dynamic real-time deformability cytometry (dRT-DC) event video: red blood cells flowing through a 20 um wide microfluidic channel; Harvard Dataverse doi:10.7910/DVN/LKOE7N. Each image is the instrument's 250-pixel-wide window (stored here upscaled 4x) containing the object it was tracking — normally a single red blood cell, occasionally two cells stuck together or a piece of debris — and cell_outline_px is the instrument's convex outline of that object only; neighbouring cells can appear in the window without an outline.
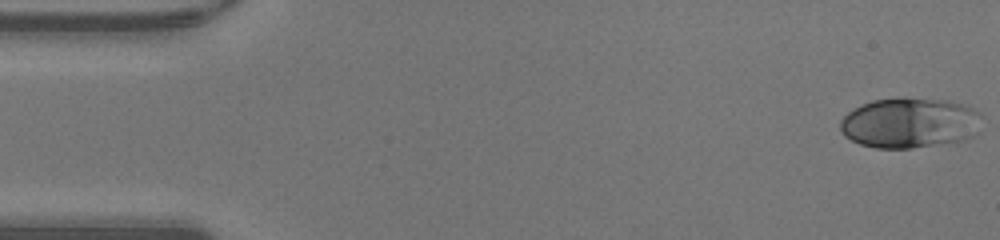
{"species": "human", "species_latin": "Homo sapiens", "temperature_condition": "warm", "stored_images_in_passage": 47, "camera_frame_rate_fps": 3000, "um_per_image_px": 0.085, "donor": {"sex": "male"}, "frame": {"image": 1, "passage_image": 1, "time_ms": 0.0, "image_size_px": [1000, 240], "cell_outline_px": [[984, 116], [980, 132], [968, 140], [912, 148], [876, 148], [860, 144], [844, 136], [840, 128], [840, 120], [848, 112], [872, 100], [904, 96], [948, 100], [968, 104], [980, 112]], "centroid_in_image_um": [77.43, 10.43], "position_along_channel_um": 7.6, "area_um2": 42.71}}
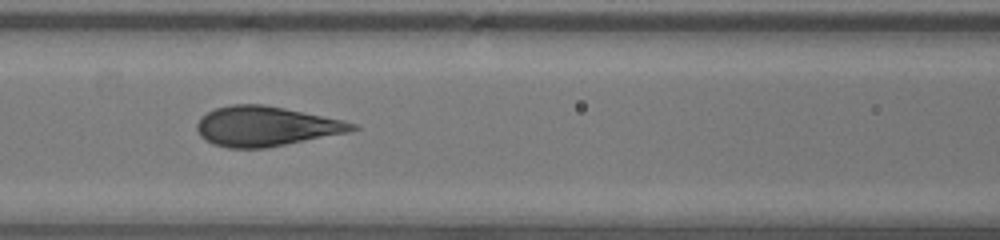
{"frame": {"image": 2, "passage_image": 20, "time_ms": 6.333, "image_size_px": [1000, 240], "cell_outline_px": [[360, 128], [348, 132], [264, 148], [228, 148], [212, 144], [200, 136], [196, 128], [196, 124], [200, 116], [216, 108], [232, 104], [264, 104], [344, 120], [356, 124]], "centroid_in_image_um": [22.56, 10.73], "position_along_channel_um": 144.0, "area_um2": 35.89}}
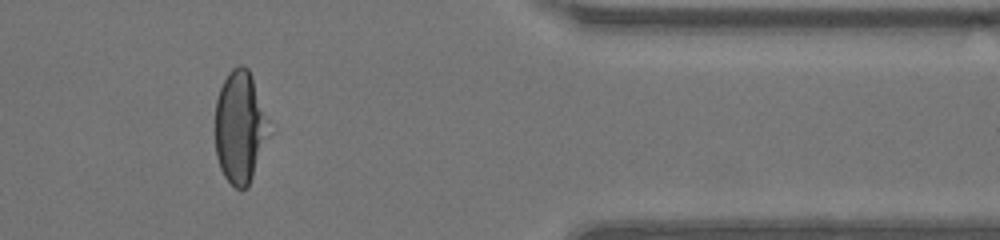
{"frame": {"image": 3, "passage_image": 39, "time_ms": 12.667, "image_size_px": [1000, 240], "cell_outline_px": [[272, 132], [248, 188], [236, 188], [224, 176], [220, 168], [216, 156], [216, 100], [220, 88], [228, 72], [232, 68], [240, 64], [248, 68], [252, 76], [268, 120]], "centroid_in_image_um": [20.42, 10.83], "position_along_channel_um": 391.0, "area_um2": 35.43}, "authors_computed_cell_mechanics": {"area_um2": 36.414, "velocity_mm_per_s": 4.3335, "shape_relaxation_time_tau1_ms": 6.6546, "shape_relaxation_time_tau2_ms": null, "deformation_change_tau1": 0.3121, "deformation_change_tau2": null}}